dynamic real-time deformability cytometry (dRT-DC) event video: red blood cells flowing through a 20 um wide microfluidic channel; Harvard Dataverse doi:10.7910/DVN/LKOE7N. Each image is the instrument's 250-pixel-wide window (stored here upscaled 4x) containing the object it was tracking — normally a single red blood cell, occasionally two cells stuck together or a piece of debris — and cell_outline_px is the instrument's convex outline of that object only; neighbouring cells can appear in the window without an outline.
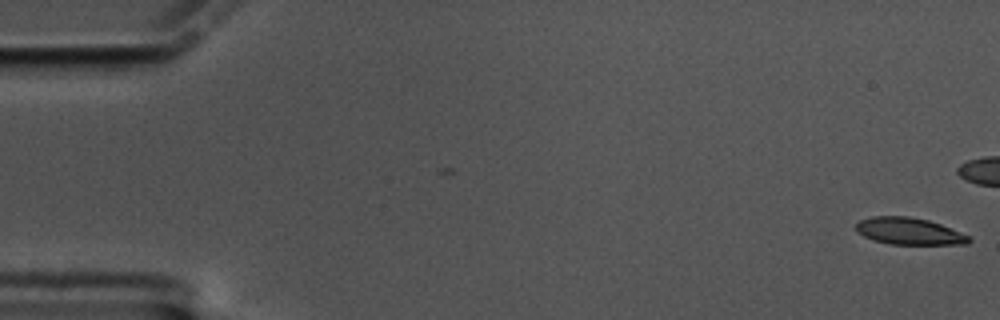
{"species": "common noctule bat (a hibernating species)", "species_latin": "Nyctalus noctula", "temperature_condition": "cold", "stored_images_in_passage": 6, "camera_frame_rate_fps": 3000, "um_per_image_px": 0.085, "animal": {"sex": "male", "body_mass_g": 17.5, "forearm_length_mm": 52.3}, "frame": {"image": 1, "passage_image": 6, "time_ms": 1.667, "image_size_px": [1000, 320], "cell_outline_px": [[972, 240], [968, 244], [892, 244], [872, 240], [856, 232], [856, 224], [860, 220], [872, 216], [908, 216], [928, 220], [940, 224], [972, 236]], "centroid_in_image_um": [77.29, 19.65], "position_along_channel_um": 7.7, "area_um2": 17.8}}